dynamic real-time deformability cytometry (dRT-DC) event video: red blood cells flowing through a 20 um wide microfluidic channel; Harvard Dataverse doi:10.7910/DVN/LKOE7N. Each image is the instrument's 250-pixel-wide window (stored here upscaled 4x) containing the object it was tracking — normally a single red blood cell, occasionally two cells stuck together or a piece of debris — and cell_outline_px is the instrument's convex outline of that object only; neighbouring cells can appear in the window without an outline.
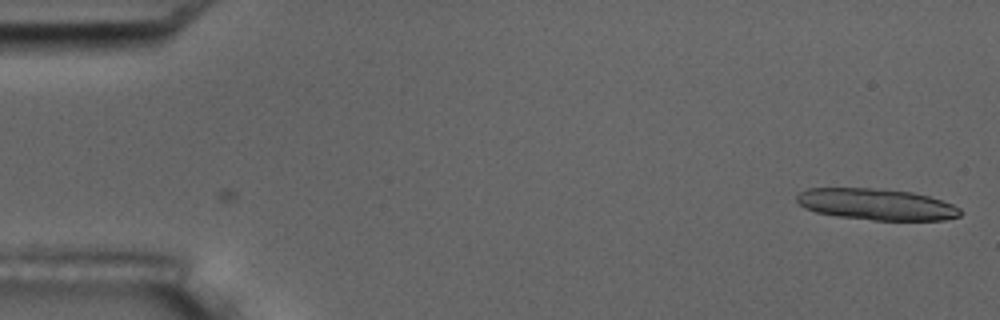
{"species": "common noctule bat (a hibernating species)", "species_latin": "Nyctalus noctula", "temperature_condition": "room temperature", "stored_images_in_passage": 3, "camera_frame_rate_fps": 3000, "um_per_image_px": 0.085, "animal": {"sex": "male", "body_mass_g": 17.5, "forearm_length_mm": 52.3}, "frame": {"image": 1, "passage_image": 3, "time_ms": 2.333, "image_size_px": [1000, 320], "cell_outline_px": [[964, 212], [960, 216], [944, 220], [872, 220], [836, 216], [816, 212], [804, 208], [796, 200], [796, 196], [800, 192], [808, 188], [868, 188], [912, 192], [928, 196], [952, 204], [960, 208]], "centroid_in_image_um": [74.5, 17.37], "position_along_channel_um": 10.5, "area_um2": 29.88}}